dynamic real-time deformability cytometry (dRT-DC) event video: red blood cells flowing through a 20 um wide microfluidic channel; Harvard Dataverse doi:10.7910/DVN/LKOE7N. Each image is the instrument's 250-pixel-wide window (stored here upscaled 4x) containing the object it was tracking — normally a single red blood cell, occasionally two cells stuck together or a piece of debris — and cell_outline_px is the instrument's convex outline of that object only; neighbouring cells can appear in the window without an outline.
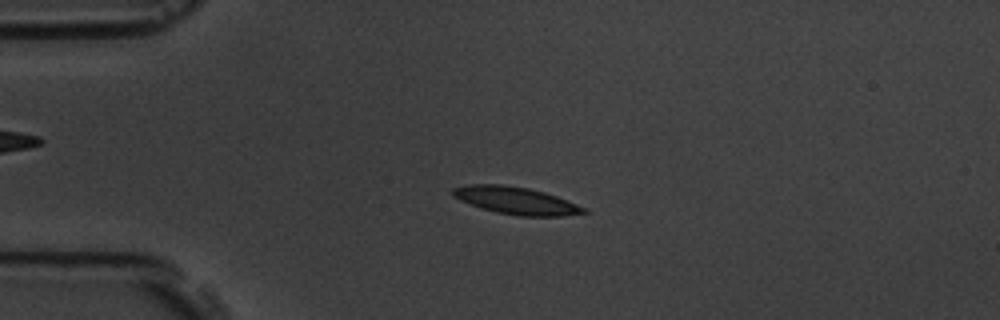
{"species": "common noctule bat (a hibernating species)", "species_latin": "Nyctalus noctula", "temperature_condition": "room temperature", "stored_images_in_passage": 4, "camera_frame_rate_fps": 3000, "um_per_image_px": 0.085, "animal": {"sex": "male", "body_mass_g": 19.5, "forearm_length_mm": 54.6}, "frame": {"image": 1, "passage_image": 3, "time_ms": 3.333, "image_size_px": [1000, 320], "cell_outline_px": [[588, 212], [564, 216], [520, 216], [496, 212], [480, 208], [468, 204], [452, 196], [452, 188], [468, 184], [500, 184], [528, 188], [544, 192], [556, 196], [588, 208]], "centroid_in_image_um": [43.85, 17.05], "position_along_channel_um": 41.2, "area_um2": 20.98}}